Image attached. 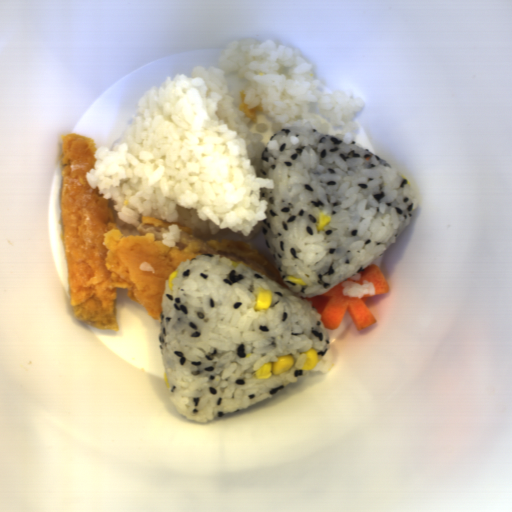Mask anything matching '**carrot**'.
<instances>
[{
    "instance_id": "b8716197",
    "label": "carrot",
    "mask_w": 512,
    "mask_h": 512,
    "mask_svg": "<svg viewBox=\"0 0 512 512\" xmlns=\"http://www.w3.org/2000/svg\"><path fill=\"white\" fill-rule=\"evenodd\" d=\"M343 285L338 283L323 295L306 297L312 308L320 313L324 329L335 331L340 328L345 313H349L355 330L362 331L376 323V318L366 305L368 295L361 299L343 296Z\"/></svg>"
},
{
    "instance_id": "cead05ca",
    "label": "carrot",
    "mask_w": 512,
    "mask_h": 512,
    "mask_svg": "<svg viewBox=\"0 0 512 512\" xmlns=\"http://www.w3.org/2000/svg\"><path fill=\"white\" fill-rule=\"evenodd\" d=\"M357 273H359L360 279L352 280L348 277L345 280L360 285H363L366 280H371L375 290L374 295H386L390 293L388 281L379 266L370 263L367 268L361 269Z\"/></svg>"
}]
</instances>
